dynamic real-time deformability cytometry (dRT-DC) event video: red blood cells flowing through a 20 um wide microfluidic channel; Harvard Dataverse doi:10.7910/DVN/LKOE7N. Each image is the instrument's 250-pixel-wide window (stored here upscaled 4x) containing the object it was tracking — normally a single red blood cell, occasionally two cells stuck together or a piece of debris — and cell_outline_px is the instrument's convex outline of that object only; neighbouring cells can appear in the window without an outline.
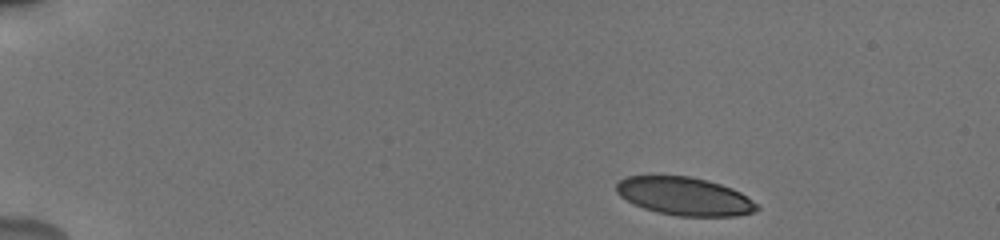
{"species": "human", "species_latin": "Homo sapiens", "temperature_condition": "cold", "stored_images_in_passage": 21, "camera_frame_rate_fps": 3000, "um_per_image_px": 0.085, "donor": {"sex": "male"}, "frame": {"image": 1, "passage_image": 1, "time_ms": 0.0, "image_size_px": [1000, 240], "cell_outline_px": [[760, 208], [752, 212], [736, 216], [676, 216], [656, 212], [644, 208], [620, 196], [616, 192], [616, 184], [620, 180], [628, 176], [688, 176], [708, 180], [732, 188], [740, 192], [752, 200]], "centroid_in_image_um": [58.19, 16.68], "position_along_channel_um": 26.8, "area_um2": 31.04}}
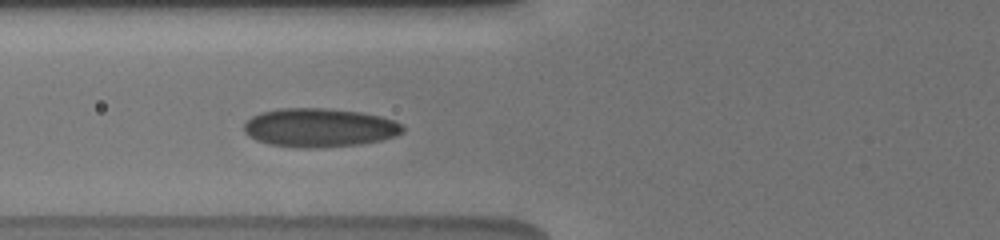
{"frame": {"image": 2, "passage_image": 12, "time_ms": 3.667, "image_size_px": [1000, 240], "cell_outline_px": [[404, 132], [396, 136], [380, 140], [360, 144], [316, 148], [304, 148], [268, 144], [256, 140], [248, 136], [244, 132], [244, 124], [252, 116], [260, 112], [280, 108], [328, 108], [360, 112], [380, 116], [396, 120], [404, 124]], "centroid_in_image_um": [27.17, 10.85], "position_along_channel_um": 98.6, "area_um2": 36.13}}
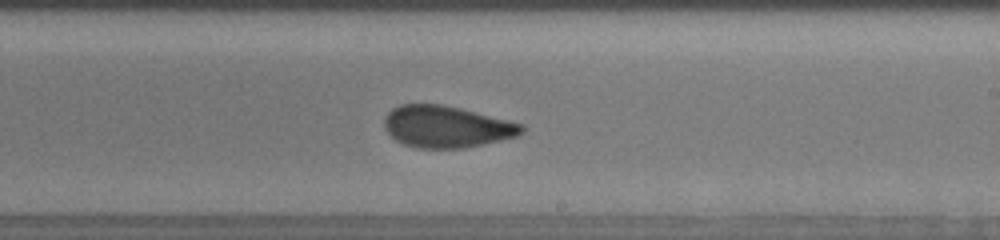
{"frame": {"image": 3, "passage_image": 21, "time_ms": 6.667, "image_size_px": [1000, 240], "cell_outline_px": [[524, 132], [520, 136], [484, 144], [464, 148], [416, 148], [404, 144], [396, 140], [384, 128], [384, 116], [392, 108], [400, 104], [440, 104], [460, 108], [524, 124]], "centroid_in_image_um": [37.96, 10.77], "position_along_channel_um": 251.0, "area_um2": 33.58}}